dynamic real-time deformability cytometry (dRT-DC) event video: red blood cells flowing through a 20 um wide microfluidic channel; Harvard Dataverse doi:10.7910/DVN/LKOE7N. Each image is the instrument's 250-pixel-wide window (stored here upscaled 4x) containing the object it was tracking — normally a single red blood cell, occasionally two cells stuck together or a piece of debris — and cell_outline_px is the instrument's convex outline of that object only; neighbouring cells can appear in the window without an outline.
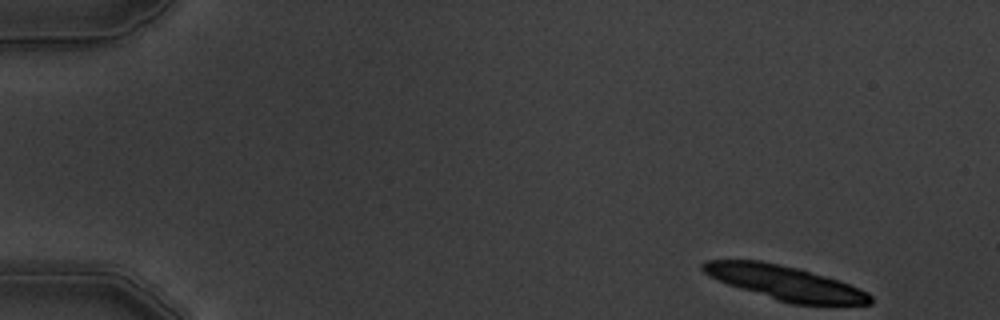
{"species": "common noctule bat (a hibernating species)", "species_latin": "Nyctalus noctula", "temperature_condition": "warm", "stored_images_in_passage": 5, "camera_frame_rate_fps": 3000, "um_per_image_px": 0.085, "animal": {"sex": "male", "body_mass_g": 19.5, "forearm_length_mm": 54.6}, "frame": {"image": 1, "passage_image": 1, "time_ms": 0.0, "image_size_px": [1000, 320], "cell_outline_px": [[872, 304], [792, 304], [740, 288], [716, 280], [704, 272], [700, 268], [700, 264], [704, 260], [760, 260], [796, 268], [840, 280], [868, 292], [872, 296]], "centroid_in_image_um": [66.71, 24.03], "position_along_channel_um": 18.3, "area_um2": 33.0}}
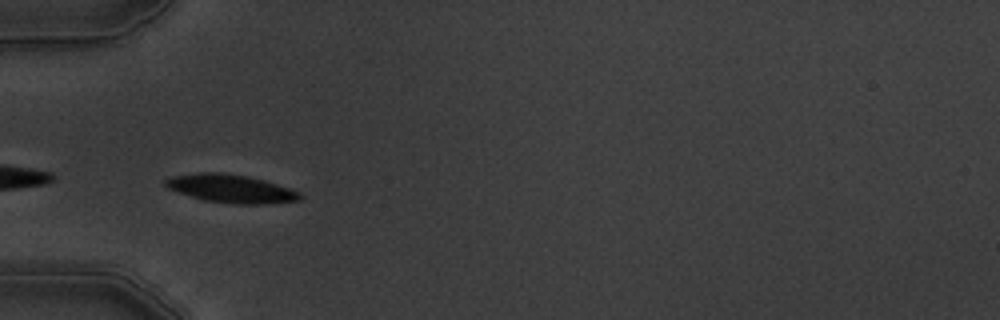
{"frame": {"image": 2, "passage_image": 5, "time_ms": 4.667, "image_size_px": [1000, 320], "cell_outline_px": [[304, 196], [300, 200], [264, 204], [232, 204], [204, 200], [168, 188], [164, 184], [164, 180], [172, 176], [196, 172], [224, 172], [248, 176], [264, 180], [300, 192]], "centroid_in_image_um": [19.64, 16.02], "position_along_channel_um": 65.4, "area_um2": 22.14}}